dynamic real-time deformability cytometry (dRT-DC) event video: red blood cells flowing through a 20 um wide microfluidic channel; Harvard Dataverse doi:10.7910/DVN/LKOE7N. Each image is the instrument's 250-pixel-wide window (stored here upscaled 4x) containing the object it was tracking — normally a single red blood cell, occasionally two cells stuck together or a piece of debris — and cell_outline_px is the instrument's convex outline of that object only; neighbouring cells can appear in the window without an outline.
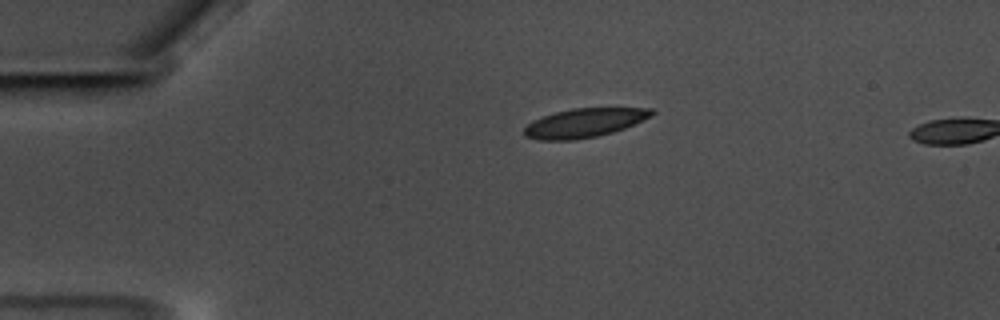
{"species": "common noctule bat (a hibernating species)", "species_latin": "Nyctalus noctula", "temperature_condition": "warm", "stored_images_in_passage": 3, "camera_frame_rate_fps": 3000, "um_per_image_px": 0.085, "animal": {"sex": "male", "body_mass_g": 17.5, "forearm_length_mm": 52.3}, "frame": {"image": 1, "passage_image": 1, "time_ms": 0.0, "image_size_px": [1000, 320], "cell_outline_px": [[656, 112], [652, 116], [624, 128], [612, 132], [596, 136], [576, 140], [540, 140], [524, 136], [524, 128], [532, 120], [556, 112], [572, 108], [652, 108]], "centroid_in_image_um": [49.67, 10.44], "position_along_channel_um": 35.3, "area_um2": 21.44}}